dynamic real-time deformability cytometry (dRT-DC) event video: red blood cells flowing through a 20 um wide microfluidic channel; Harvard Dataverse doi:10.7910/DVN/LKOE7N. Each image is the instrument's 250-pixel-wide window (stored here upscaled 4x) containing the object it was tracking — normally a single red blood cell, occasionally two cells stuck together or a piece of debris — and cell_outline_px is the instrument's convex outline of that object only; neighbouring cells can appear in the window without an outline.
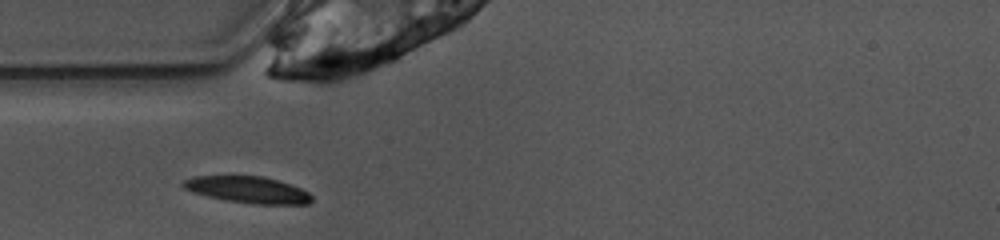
{"species": "common noctule bat (a hibernating species)", "species_latin": "Nyctalus noctula", "temperature_condition": "warm", "stored_images_in_passage": 26, "camera_frame_rate_fps": 3000, "um_per_image_px": 0.085, "animal": {"sex": "female", "body_mass_g": 10.0, "forearm_length_mm": 53.1}, "frame": {"image": 1, "passage_image": 1, "time_ms": 0.0, "image_size_px": [1000, 240], "cell_outline_px": [[312, 200], [308, 204], [256, 204], [228, 200], [208, 196], [192, 192], [184, 188], [180, 184], [184, 180], [196, 176], [264, 176], [300, 188], [308, 192], [312, 196]], "centroid_in_image_um": [21.06, 16.12], "position_along_channel_um": 63.9, "area_um2": 19.65}}
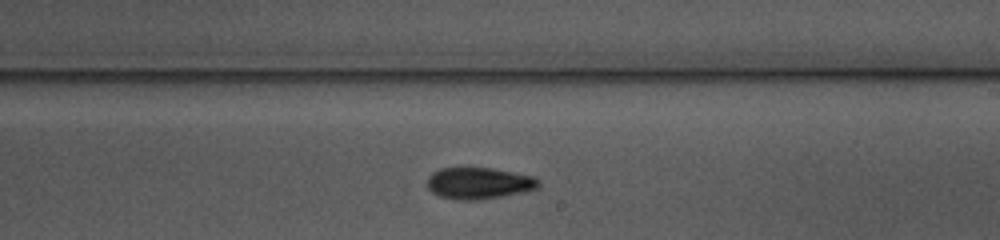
{"frame": {"image": 2, "passage_image": 15, "time_ms": 4.667, "image_size_px": [1000, 240], "cell_outline_px": [[540, 188], [524, 192], [476, 200], [460, 200], [440, 196], [432, 192], [428, 188], [428, 176], [432, 172], [440, 168], [492, 168], [532, 176], [540, 180]], "centroid_in_image_um": [40.72, 15.57], "position_along_channel_um": 248.3, "area_um2": 20.4}}
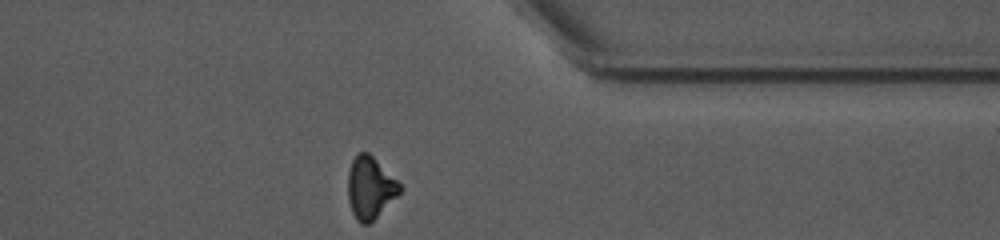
{"frame": {"image": 3, "passage_image": 26, "time_ms": 8.333, "image_size_px": [1000, 240], "cell_outline_px": [[404, 188], [368, 224], [360, 224], [356, 220], [352, 212], [348, 200], [348, 172], [352, 160], [360, 152], [368, 152]], "centroid_in_image_um": [31.43, 15.96], "position_along_channel_um": 380.0, "area_um2": 18.32}, "authors_computed_cell_mechanics": {"area_um2": 19.6809, "velocity_mm_per_s": 3.9278, "shape_relaxation_time_tau1_ms": 3.3743, "shape_relaxation_time_tau2_ms": null, "deformation_change_tau1": 0.1431, "deformation_change_tau2": null}}